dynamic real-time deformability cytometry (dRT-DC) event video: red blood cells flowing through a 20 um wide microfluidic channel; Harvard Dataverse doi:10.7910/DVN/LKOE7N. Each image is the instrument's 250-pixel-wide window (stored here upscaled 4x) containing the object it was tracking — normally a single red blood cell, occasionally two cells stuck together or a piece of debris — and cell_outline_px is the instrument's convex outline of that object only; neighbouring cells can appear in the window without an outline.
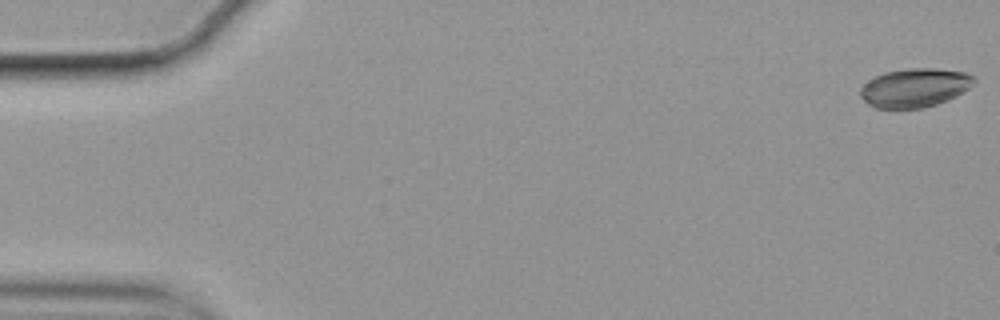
{"species": "common noctule bat (a hibernating species)", "species_latin": "Nyctalus noctula", "temperature_condition": "cold", "stored_images_in_passage": 7, "camera_frame_rate_fps": 3000, "um_per_image_px": 0.085, "animal": {"sex": "female", "body_mass_g": 19.9}, "frame": {"image": 1, "passage_image": 1, "time_ms": 0.0, "image_size_px": [1000, 320], "cell_outline_px": [[976, 80], [968, 88], [956, 96], [948, 100], [924, 108], [876, 108], [868, 104], [860, 96], [860, 88], [868, 80], [884, 72], [908, 68], [936, 68], [968, 72], [976, 76]], "centroid_in_image_um": [77.77, 7.44], "position_along_channel_um": 7.2, "area_um2": 25.89}}